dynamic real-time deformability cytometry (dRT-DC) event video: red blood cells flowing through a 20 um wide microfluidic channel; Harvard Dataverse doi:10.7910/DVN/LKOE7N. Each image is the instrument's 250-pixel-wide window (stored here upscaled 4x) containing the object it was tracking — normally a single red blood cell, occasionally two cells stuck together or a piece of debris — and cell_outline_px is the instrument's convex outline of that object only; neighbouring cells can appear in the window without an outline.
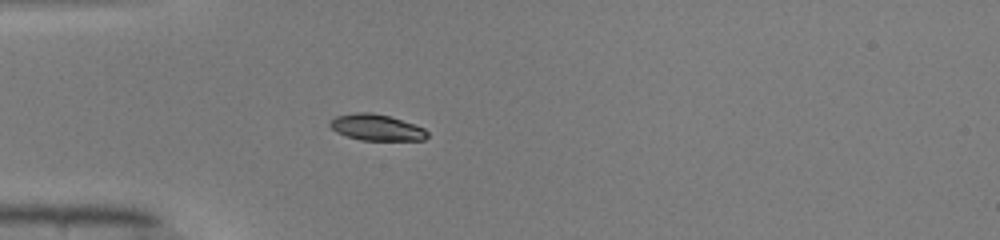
{"species": "common noctule bat (a hibernating species)", "species_latin": "Nyctalus noctula", "temperature_condition": "warm", "stored_images_in_passage": 36, "camera_frame_rate_fps": 3000, "um_per_image_px": 0.085, "animal": {"sex": "male", "body_mass_g": 19.0, "forearm_length_mm": 50.8}, "frame": {"image": 1, "passage_image": 1, "time_ms": 0.0, "image_size_px": [1000, 240], "cell_outline_px": [[428, 136], [424, 140], [360, 140], [336, 132], [328, 124], [336, 116], [356, 112], [372, 112], [388, 116], [424, 128], [428, 132]], "centroid_in_image_um": [31.99, 10.83], "position_along_channel_um": 53.0, "area_um2": 14.68}}
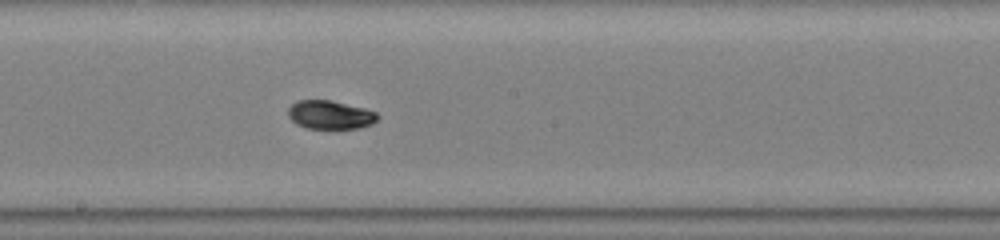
{"frame": {"image": 2, "passage_image": 14, "time_ms": 4.333, "image_size_px": [1000, 240], "cell_outline_px": [[380, 116], [372, 124], [360, 128], [308, 128], [296, 124], [288, 116], [288, 108], [296, 100], [332, 100], [364, 108], [376, 112]], "centroid_in_image_um": [28.06, 9.75], "position_along_channel_um": 220.1, "area_um2": 14.91}}
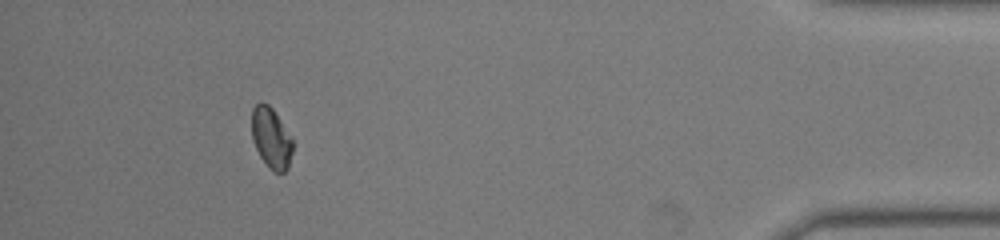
{"frame": {"image": 3, "passage_image": 32, "time_ms": 10.333, "image_size_px": [1000, 240], "cell_outline_px": [[292, 152], [288, 168], [284, 172], [272, 172], [260, 156], [252, 140], [252, 108], [260, 100], [268, 104], [272, 108], [292, 140]], "centroid_in_image_um": [23.02, 11.73], "position_along_channel_um": 412.2, "area_um2": 14.33}, "authors_computed_cell_mechanics": {"area_um2": 15.0858, "velocity_mm_per_s": 4.1128, "shape_relaxation_time_tau1_ms": 6.4313, "shape_relaxation_time_tau2_ms": null, "deformation_change_tau1": 0.1639, "deformation_change_tau2": null}}